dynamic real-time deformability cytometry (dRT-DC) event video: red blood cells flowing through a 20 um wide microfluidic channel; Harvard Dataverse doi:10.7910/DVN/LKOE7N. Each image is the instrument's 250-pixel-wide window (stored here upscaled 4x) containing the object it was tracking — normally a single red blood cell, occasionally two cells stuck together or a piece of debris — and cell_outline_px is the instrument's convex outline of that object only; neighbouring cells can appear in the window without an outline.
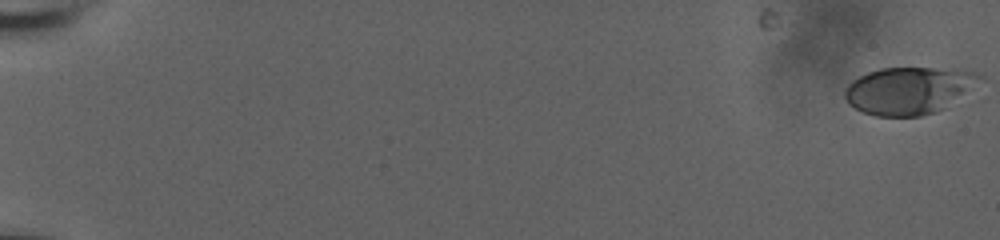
{"species": "human", "species_latin": "Homo sapiens", "temperature_condition": "room temperature", "stored_images_in_passage": 12, "camera_frame_rate_fps": 3000, "um_per_image_px": 0.085, "donor": {"sex": "male"}, "frame": {"image": 1, "passage_image": 1, "time_ms": 0.0, "image_size_px": [1000, 240], "cell_outline_px": [[984, 76], [944, 108], [936, 112], [920, 116], [876, 116], [864, 112], [848, 104], [844, 96], [844, 92], [848, 84], [852, 80], [868, 72], [880, 68], [932, 68], [972, 72]], "centroid_in_image_um": [77.15, 7.7], "position_along_channel_um": 7.9, "area_um2": 36.3}}
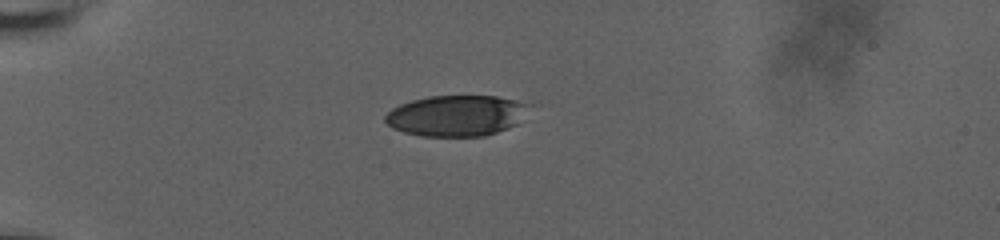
{"frame": {"image": 2, "passage_image": 9, "time_ms": 2.667, "image_size_px": [1000, 240], "cell_outline_px": [[532, 104], [516, 124], [508, 128], [484, 136], [420, 136], [404, 132], [392, 128], [384, 120], [384, 116], [392, 108], [400, 104], [412, 100], [428, 96], [496, 96]], "centroid_in_image_um": [38.76, 9.83], "position_along_channel_um": 46.2, "area_um2": 34.22}}
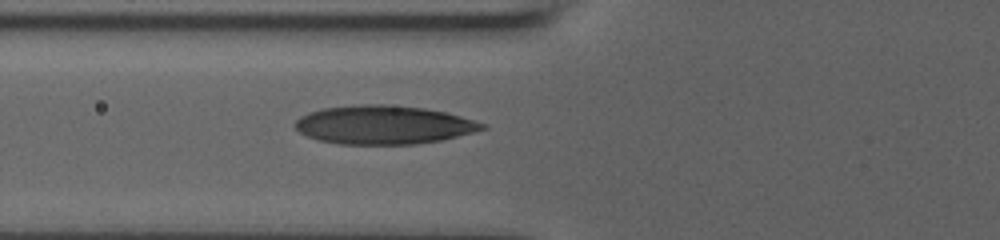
{"frame": {"image": 3, "passage_image": 12, "time_ms": 3.667, "image_size_px": [1000, 240], "cell_outline_px": [[488, 128], [440, 140], [416, 144], [340, 144], [320, 140], [308, 136], [300, 132], [292, 124], [300, 116], [308, 112], [324, 108], [360, 104], [384, 104], [424, 108], [444, 112], [460, 116], [488, 124]], "centroid_in_image_um": [32.59, 10.6], "position_along_channel_um": 93.2, "area_um2": 41.96}}